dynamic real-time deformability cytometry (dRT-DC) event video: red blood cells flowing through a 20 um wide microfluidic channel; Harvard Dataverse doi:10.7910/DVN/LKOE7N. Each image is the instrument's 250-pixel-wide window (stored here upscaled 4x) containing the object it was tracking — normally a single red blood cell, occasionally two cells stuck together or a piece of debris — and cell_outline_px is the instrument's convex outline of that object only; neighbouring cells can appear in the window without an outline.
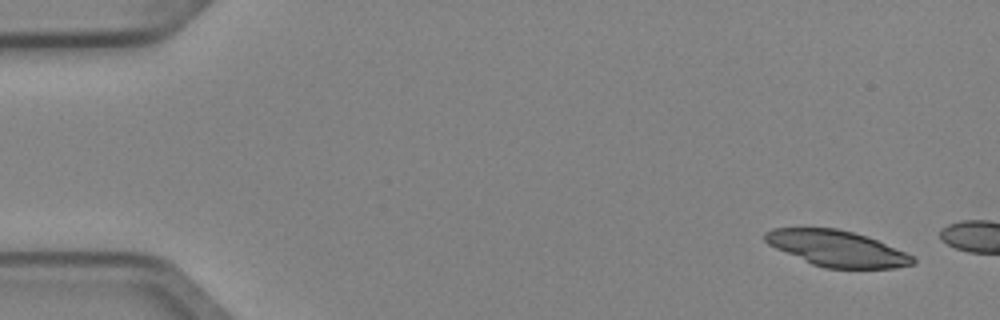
{"species": "Egyptian fruit bat (a non-hibernating species)", "species_latin": "Rousettus aegyptiacus", "temperature_condition": "cold", "stored_images_in_passage": 2, "camera_frame_rate_fps": 3000, "um_per_image_px": 0.085, "animal": {"sex": "female"}, "frame": {"image": 1, "passage_image": 1, "time_ms": 0.0, "image_size_px": [1000, 320], "cell_outline_px": [[916, 264], [892, 268], [824, 268], [812, 264], [776, 248], [768, 244], [764, 240], [764, 232], [772, 228], [836, 228], [852, 232], [876, 240], [904, 252], [912, 256], [916, 260]], "centroid_in_image_um": [71.11, 21.12], "position_along_channel_um": 13.9, "area_um2": 30.52}}